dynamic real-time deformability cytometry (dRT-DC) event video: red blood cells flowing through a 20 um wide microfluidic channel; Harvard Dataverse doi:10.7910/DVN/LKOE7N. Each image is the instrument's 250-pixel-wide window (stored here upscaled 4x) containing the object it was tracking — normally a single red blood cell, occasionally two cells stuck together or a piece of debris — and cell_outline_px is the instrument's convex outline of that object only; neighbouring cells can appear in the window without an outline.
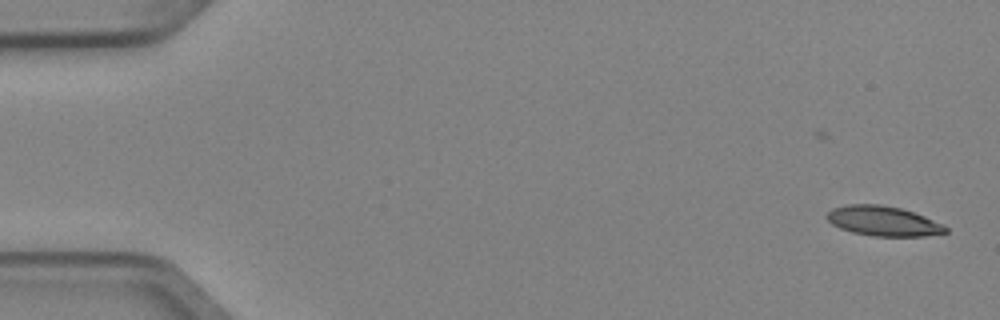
{"species": "Egyptian fruit bat (a non-hibernating species)", "species_latin": "Rousettus aegyptiacus", "temperature_condition": "cold", "stored_images_in_passage": 6, "camera_frame_rate_fps": 3000, "um_per_image_px": 0.085, "animal": {"sex": "female"}, "frame": {"image": 1, "passage_image": 2, "time_ms": 0.333, "image_size_px": [1000, 320], "cell_outline_px": [[948, 232], [924, 236], [876, 236], [852, 232], [840, 228], [832, 224], [828, 220], [828, 212], [832, 208], [848, 204], [880, 204], [900, 208], [924, 216], [944, 224], [948, 228]], "centroid_in_image_um": [75.09, 18.78], "position_along_channel_um": 9.9, "area_um2": 20.52}}